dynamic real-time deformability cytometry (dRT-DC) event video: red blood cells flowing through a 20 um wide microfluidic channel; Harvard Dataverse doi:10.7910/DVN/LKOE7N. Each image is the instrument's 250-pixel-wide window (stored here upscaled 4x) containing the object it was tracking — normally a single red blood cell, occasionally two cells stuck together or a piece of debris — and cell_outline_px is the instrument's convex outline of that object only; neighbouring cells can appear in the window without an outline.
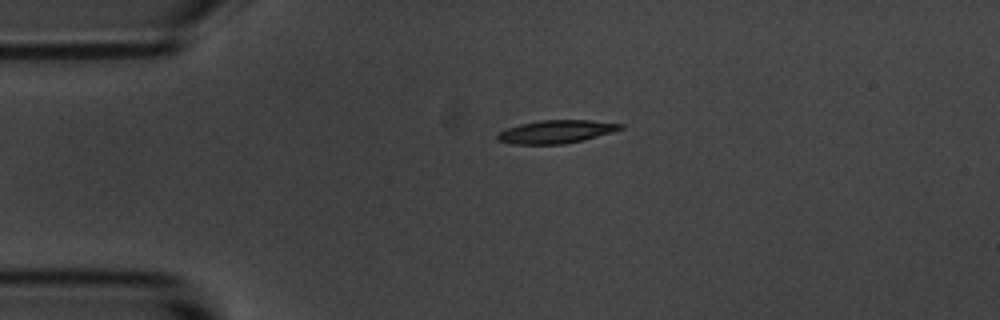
{"species": "common noctule bat (a hibernating species)", "species_latin": "Nyctalus noctula", "temperature_condition": "room temperature", "stored_images_in_passage": 2, "camera_frame_rate_fps": 3000, "um_per_image_px": 0.085, "animal": {"sex": "male", "body_mass_g": 20.1, "forearm_length_mm": 53.5}, "frame": {"image": 1, "passage_image": 1, "time_ms": 0.0, "image_size_px": [1000, 320], "cell_outline_px": [[624, 128], [612, 132], [584, 140], [564, 144], [512, 144], [496, 140], [496, 136], [500, 132], [508, 128], [520, 124], [540, 120], [588, 120], [624, 124]], "centroid_in_image_um": [47.28, 11.2], "position_along_channel_um": 37.7, "area_um2": 16.53}}